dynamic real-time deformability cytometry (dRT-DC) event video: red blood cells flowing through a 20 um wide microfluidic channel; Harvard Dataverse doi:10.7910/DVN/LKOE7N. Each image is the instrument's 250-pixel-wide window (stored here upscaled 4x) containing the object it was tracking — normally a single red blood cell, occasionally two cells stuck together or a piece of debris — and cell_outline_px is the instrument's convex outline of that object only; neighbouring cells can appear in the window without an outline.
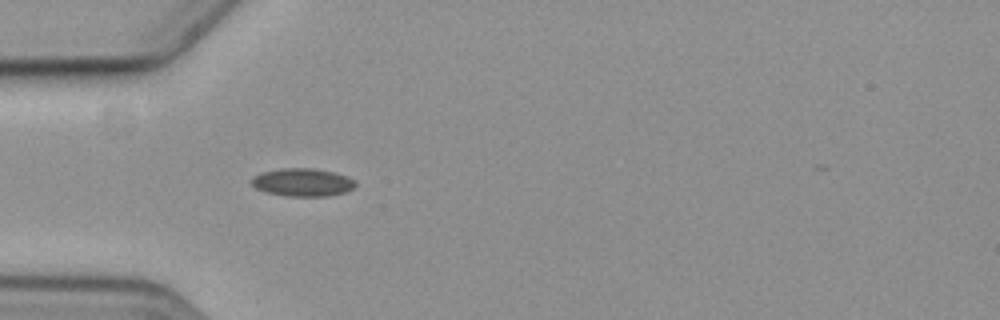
{"species": "common noctule bat (a hibernating species)", "species_latin": "Nyctalus noctula", "temperature_condition": "cold", "stored_images_in_passage": 1, "camera_frame_rate_fps": 3000, "um_per_image_px": 0.085, "animal": {"sex": "female", "body_mass_g": 19.3, "forearm_length_mm": 54.1}, "frame": {"image": 1, "passage_image": 1, "time_ms": 0.0, "image_size_px": [1000, 320], "cell_outline_px": [[356, 184], [352, 188], [344, 192], [328, 196], [288, 196], [264, 192], [256, 188], [252, 184], [252, 176], [260, 172], [280, 168], [312, 168], [336, 172], [348, 176], [356, 180]], "centroid_in_image_um": [25.71, 15.48], "position_along_channel_um": 59.3, "area_um2": 17.11}}